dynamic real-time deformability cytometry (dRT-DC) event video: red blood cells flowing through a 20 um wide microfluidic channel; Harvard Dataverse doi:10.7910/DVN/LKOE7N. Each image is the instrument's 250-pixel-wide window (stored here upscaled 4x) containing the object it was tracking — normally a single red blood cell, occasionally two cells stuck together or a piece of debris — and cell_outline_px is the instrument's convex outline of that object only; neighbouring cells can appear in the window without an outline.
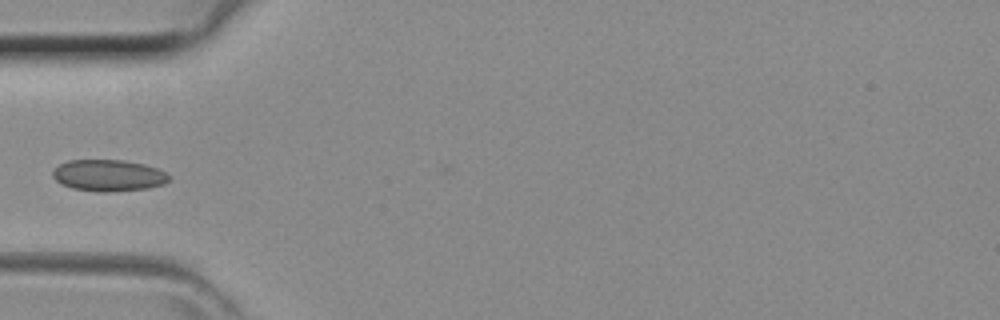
{"species": "common noctule bat (a hibernating species)", "species_latin": "Nyctalus noctula", "temperature_condition": "room temperature", "stored_images_in_passage": 30, "camera_frame_rate_fps": 3000, "um_per_image_px": 0.085, "animal": {"sex": "female", "body_mass_g": 29.2, "forearm_length_mm": 56.3}, "frame": {"image": 1, "passage_image": 1, "time_ms": 0.0, "image_size_px": [1000, 320], "cell_outline_px": [[172, 180], [164, 184], [148, 188], [108, 192], [96, 192], [72, 188], [60, 184], [52, 176], [52, 172], [60, 164], [68, 160], [124, 160], [144, 164], [156, 168], [172, 176]], "centroid_in_image_um": [9.24, 14.92], "position_along_channel_um": 75.8, "area_um2": 21.56}}
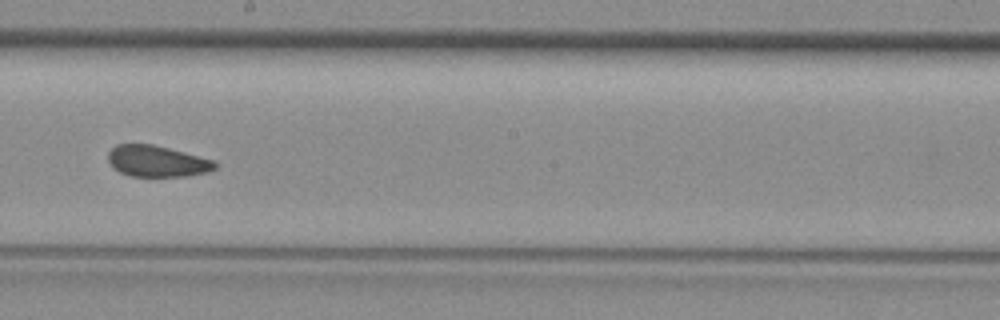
{"frame": {"image": 2, "passage_image": 11, "time_ms": 3.333, "image_size_px": [1000, 320], "cell_outline_px": [[216, 168], [208, 172], [188, 176], [132, 176], [120, 172], [108, 160], [108, 152], [116, 144], [152, 144], [216, 160]], "centroid_in_image_um": [13.38, 13.7], "position_along_channel_um": 234.8, "area_um2": 19.36}}
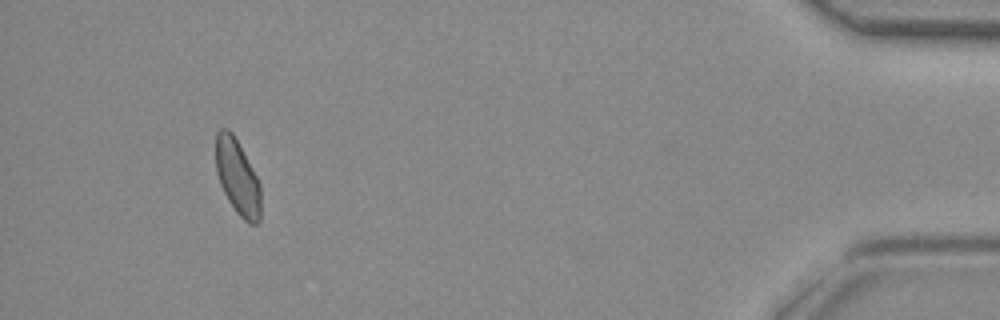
{"frame": {"image": 3, "passage_image": 27, "time_ms": 8.667, "image_size_px": [1000, 320], "cell_outline_px": [[260, 224], [248, 224], [236, 212], [228, 200], [220, 184], [216, 172], [216, 132], [220, 128], [228, 128], [232, 132], [256, 176], [260, 184]], "centroid_in_image_um": [20.18, 15.08], "position_along_channel_um": 415.0, "area_um2": 19.65}}